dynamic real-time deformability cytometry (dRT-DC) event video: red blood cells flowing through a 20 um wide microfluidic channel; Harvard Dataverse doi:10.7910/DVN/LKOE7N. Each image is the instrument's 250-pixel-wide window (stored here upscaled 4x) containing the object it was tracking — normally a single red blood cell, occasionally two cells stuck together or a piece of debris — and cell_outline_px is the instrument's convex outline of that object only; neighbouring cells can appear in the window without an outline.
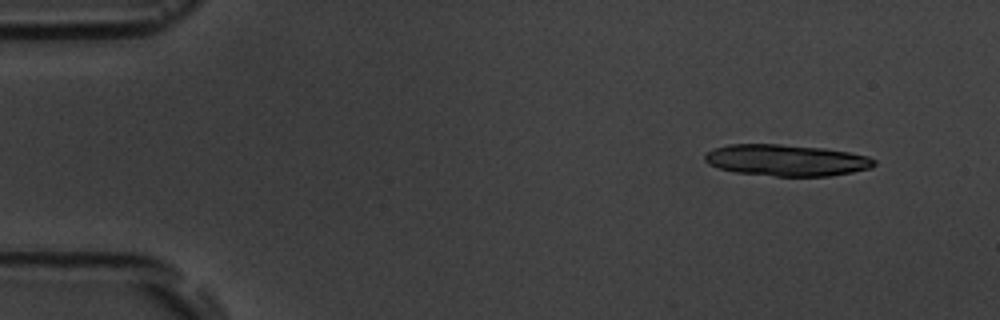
{"species": "common noctule bat (a hibernating species)", "species_latin": "Nyctalus noctula", "temperature_condition": "room temperature", "stored_images_in_passage": 5, "camera_frame_rate_fps": 3000, "um_per_image_px": 0.085, "animal": {"sex": "male", "body_mass_g": 19.5, "forearm_length_mm": 54.6}, "frame": {"image": 1, "passage_image": 1, "time_ms": 0.0, "image_size_px": [1000, 320], "cell_outline_px": [[876, 164], [872, 168], [852, 172], [828, 176], [776, 176], [736, 172], [720, 168], [708, 164], [704, 160], [704, 156], [712, 148], [728, 144], [780, 144], [824, 148], [848, 152], [868, 156], [876, 160]], "centroid_in_image_um": [66.85, 13.61], "position_along_channel_um": 18.2, "area_um2": 31.1}}
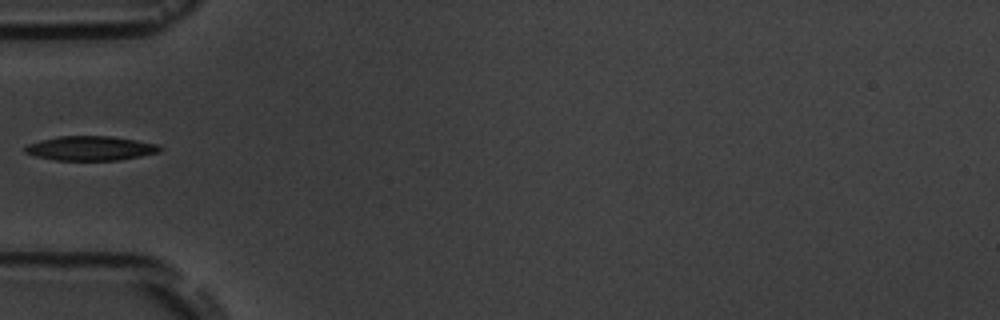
{"frame": {"image": 2, "passage_image": 5, "time_ms": 4.667, "image_size_px": [1000, 320], "cell_outline_px": [[164, 148], [160, 152], [120, 160], [56, 160], [36, 156], [24, 152], [24, 148], [28, 144], [40, 140], [60, 136], [112, 136], [136, 140], [156, 144]], "centroid_in_image_um": [7.71, 12.6], "position_along_channel_um": 77.3, "area_um2": 19.13}}